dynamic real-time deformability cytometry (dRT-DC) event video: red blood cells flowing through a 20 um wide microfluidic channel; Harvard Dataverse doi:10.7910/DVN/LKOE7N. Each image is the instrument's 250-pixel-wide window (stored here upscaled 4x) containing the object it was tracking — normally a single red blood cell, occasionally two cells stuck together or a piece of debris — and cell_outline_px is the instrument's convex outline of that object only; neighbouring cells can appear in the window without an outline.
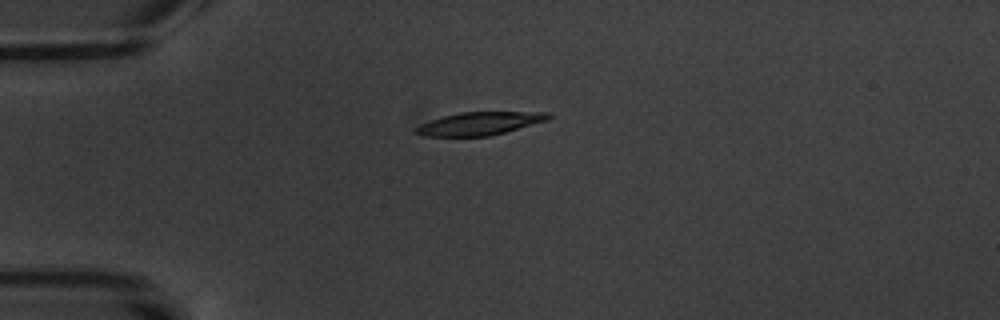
{"species": "common noctule bat (a hibernating species)", "species_latin": "Nyctalus noctula", "temperature_condition": "warm", "stored_images_in_passage": 1, "camera_frame_rate_fps": 3000, "um_per_image_px": 0.085, "animal": {"sex": "male", "body_mass_g": 20.1, "forearm_length_mm": 53.5}, "frame": {"image": 1, "passage_image": 1, "time_ms": 0.0, "image_size_px": [1000, 320], "cell_outline_px": [[552, 116], [548, 120], [504, 132], [488, 136], [420, 136], [416, 132], [416, 128], [420, 124], [444, 116], [460, 112], [548, 112]], "centroid_in_image_um": [40.77, 10.5], "position_along_channel_um": 44.2, "area_um2": 17.51}}